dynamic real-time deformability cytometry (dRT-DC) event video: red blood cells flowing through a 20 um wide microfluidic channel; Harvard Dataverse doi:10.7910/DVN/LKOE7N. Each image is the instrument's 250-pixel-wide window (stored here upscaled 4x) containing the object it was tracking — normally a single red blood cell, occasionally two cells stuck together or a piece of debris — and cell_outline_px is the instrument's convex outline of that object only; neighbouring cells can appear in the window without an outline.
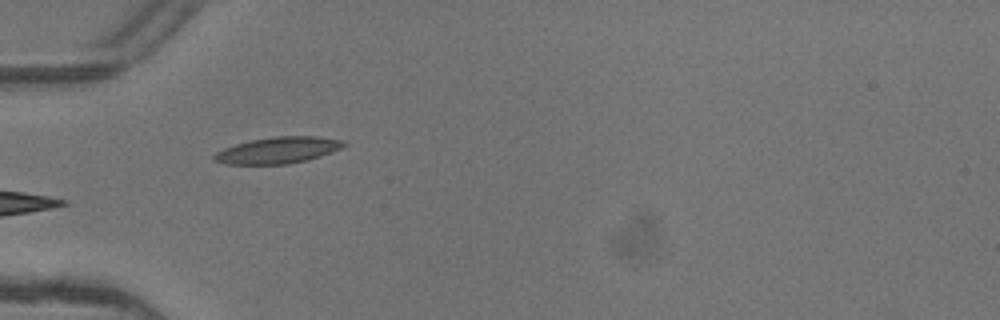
{"species": "common noctule bat (a hibernating species)", "species_latin": "Nyctalus noctula", "temperature_condition": "warm", "stored_images_in_passage": 6, "camera_frame_rate_fps": 3000, "um_per_image_px": 0.085, "animal": {"sex": "female"}, "frame": {"image": 1, "passage_image": 6, "time_ms": 1.667, "image_size_px": [1000, 320], "cell_outline_px": [[348, 144], [332, 152], [308, 160], [288, 164], [224, 164], [212, 160], [212, 156], [216, 152], [224, 148], [236, 144], [252, 140], [276, 136], [316, 136], [344, 140]], "centroid_in_image_um": [23.63, 12.77], "position_along_channel_um": 61.4, "area_um2": 20.0}}